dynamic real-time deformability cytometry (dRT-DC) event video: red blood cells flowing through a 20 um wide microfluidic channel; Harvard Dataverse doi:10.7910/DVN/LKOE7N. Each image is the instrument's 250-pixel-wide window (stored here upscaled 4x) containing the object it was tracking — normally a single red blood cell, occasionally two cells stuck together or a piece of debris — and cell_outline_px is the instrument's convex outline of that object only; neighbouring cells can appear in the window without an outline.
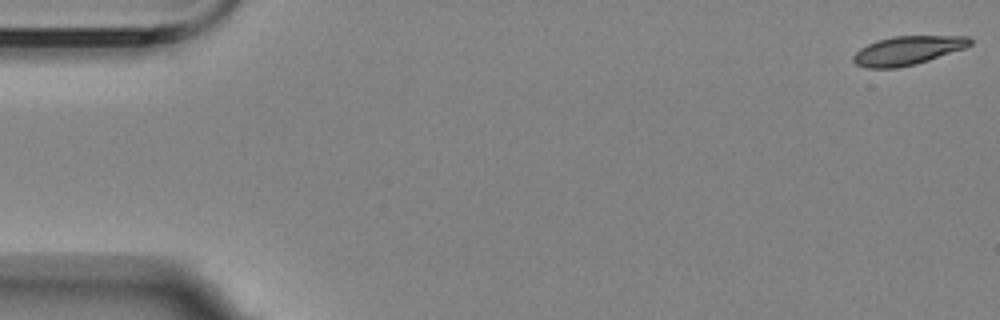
{"species": "Egyptian fruit bat (a non-hibernating species)", "species_latin": "Rousettus aegyptiacus", "temperature_condition": "room temperature", "stored_images_in_passage": 6, "camera_frame_rate_fps": 3000, "um_per_image_px": 0.085, "animal": {"sex": "female"}, "frame": {"image": 1, "passage_image": 1, "time_ms": 0.0, "image_size_px": [1000, 320], "cell_outline_px": [[972, 44], [964, 48], [916, 64], [896, 68], [868, 68], [856, 64], [852, 60], [852, 56], [860, 48], [876, 40], [892, 36], [968, 36], [972, 40]], "centroid_in_image_um": [77.12, 4.29], "position_along_channel_um": 7.9, "area_um2": 19.54}}
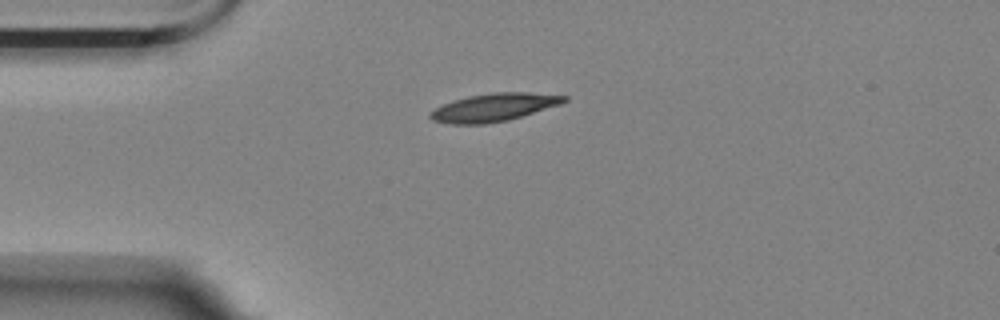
{"frame": {"image": 2, "passage_image": 5, "time_ms": 4.333, "image_size_px": [1000, 320], "cell_outline_px": [[568, 100], [560, 104], [508, 120], [484, 124], [452, 124], [432, 120], [428, 116], [436, 108], [444, 104], [468, 96], [492, 92], [528, 92], [568, 96]], "centroid_in_image_um": [42.0, 9.12], "position_along_channel_um": 43.0, "area_um2": 21.5}}